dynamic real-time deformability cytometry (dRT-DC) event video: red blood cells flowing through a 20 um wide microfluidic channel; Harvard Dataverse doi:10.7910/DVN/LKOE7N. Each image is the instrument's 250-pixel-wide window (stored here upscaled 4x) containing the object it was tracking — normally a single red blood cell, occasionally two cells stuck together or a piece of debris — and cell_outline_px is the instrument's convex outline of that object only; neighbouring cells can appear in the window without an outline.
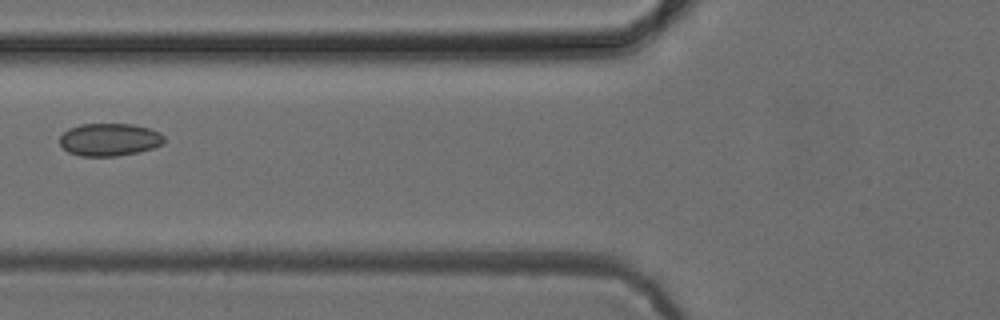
{"species": "common noctule bat (a hibernating species)", "species_latin": "Nyctalus noctula", "temperature_condition": "cold", "stored_images_in_passage": 5, "camera_frame_rate_fps": 3000, "um_per_image_px": 0.085, "animal": {"sex": "female", "body_mass_g": 24.6, "forearm_length_mm": 56.2}, "frame": {"image": 1, "passage_image": 4, "time_ms": 3.667, "image_size_px": [1000, 320], "cell_outline_px": [[164, 144], [140, 152], [116, 156], [80, 156], [68, 152], [60, 144], [60, 136], [68, 128], [80, 124], [132, 124], [148, 128], [160, 132], [164, 136]], "centroid_in_image_um": [9.31, 11.87], "position_along_channel_um": 116.5, "area_um2": 20.0}}
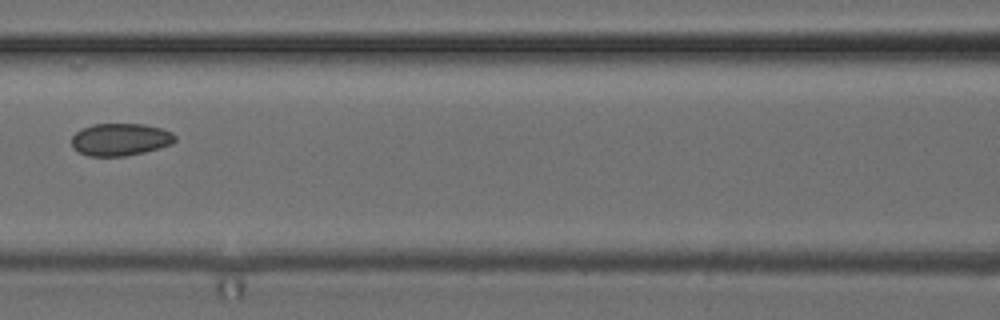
{"frame": {"image": 2, "passage_image": 5, "time_ms": 4.667, "image_size_px": [1000, 320], "cell_outline_px": [[176, 140], [172, 144], [160, 148], [144, 152], [124, 156], [88, 156], [72, 148], [72, 136], [80, 128], [92, 124], [144, 124], [160, 128], [172, 132], [176, 136]], "centroid_in_image_um": [10.22, 11.85], "position_along_channel_um": 156.4, "area_um2": 19.65}}